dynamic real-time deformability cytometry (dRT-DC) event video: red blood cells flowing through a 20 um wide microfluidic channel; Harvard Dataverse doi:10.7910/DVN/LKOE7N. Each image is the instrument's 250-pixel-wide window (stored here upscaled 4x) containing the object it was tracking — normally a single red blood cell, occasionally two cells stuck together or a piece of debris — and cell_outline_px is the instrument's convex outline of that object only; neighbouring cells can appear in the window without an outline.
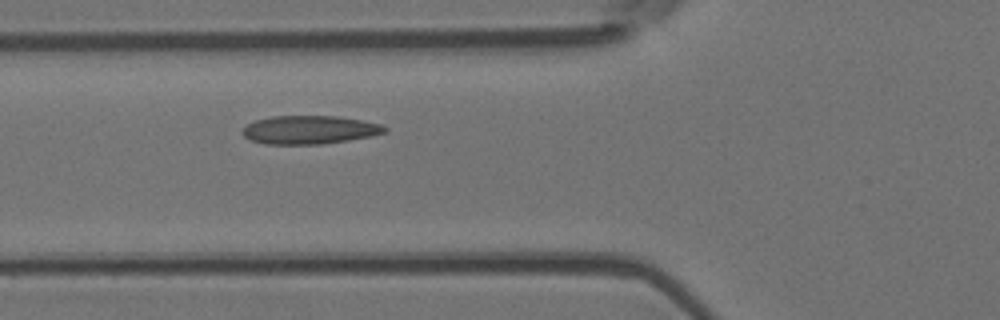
{"species": "Egyptian fruit bat (a non-hibernating species)", "species_latin": "Rousettus aegyptiacus", "temperature_condition": "room temperature", "stored_images_in_passage": 3, "camera_frame_rate_fps": 3000, "um_per_image_px": 0.085, "animal": {"sex": "female"}, "frame": {"image": 1, "passage_image": 3, "time_ms": 0.667, "image_size_px": [1000, 320], "cell_outline_px": [[388, 128], [384, 132], [372, 136], [348, 140], [320, 144], [264, 144], [252, 140], [244, 136], [244, 128], [248, 124], [256, 120], [272, 116], [336, 116], [364, 120], [380, 124]], "centroid_in_image_um": [26.34, 11.03], "position_along_channel_um": 99.5, "area_um2": 23.35}}